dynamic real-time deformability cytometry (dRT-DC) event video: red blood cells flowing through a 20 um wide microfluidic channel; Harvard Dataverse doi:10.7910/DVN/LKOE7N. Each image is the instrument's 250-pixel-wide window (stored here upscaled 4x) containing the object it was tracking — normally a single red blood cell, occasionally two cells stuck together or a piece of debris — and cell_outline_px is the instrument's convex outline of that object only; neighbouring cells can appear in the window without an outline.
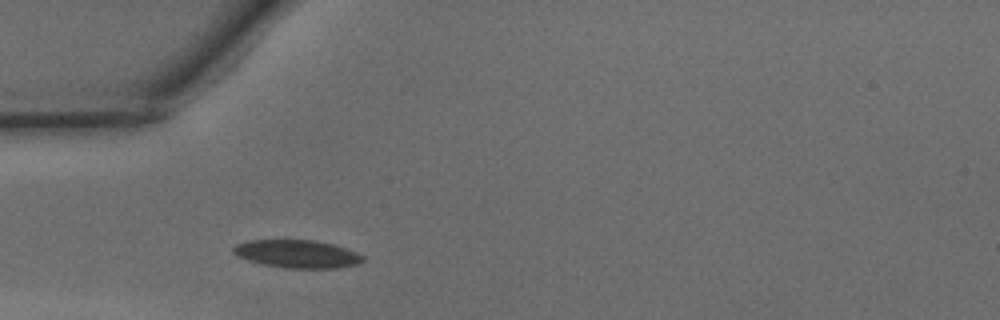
{"species": "common noctule bat (a hibernating species)", "species_latin": "Nyctalus noctula", "temperature_condition": "warm", "stored_images_in_passage": 24, "camera_frame_rate_fps": 3000, "um_per_image_px": 0.085, "animal": {"sex": "male", "body_mass_g": 15.6}, "frame": {"image": 1, "passage_image": 1, "time_ms": 0.0, "image_size_px": [1000, 320], "cell_outline_px": [[364, 260], [356, 264], [336, 268], [284, 268], [264, 264], [248, 260], [236, 256], [232, 252], [232, 248], [236, 244], [248, 240], [312, 240], [332, 244], [356, 252], [364, 256]], "centroid_in_image_um": [25.22, 21.58], "position_along_channel_um": 59.8, "area_um2": 20.98}}
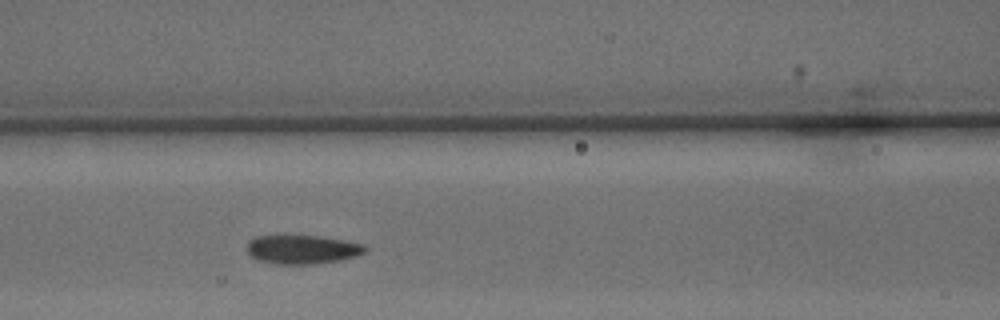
{"frame": {"image": 2, "passage_image": 7, "time_ms": 2.0, "image_size_px": [1000, 320], "cell_outline_px": [[368, 252], [356, 256], [340, 260], [312, 264], [276, 264], [256, 260], [248, 252], [248, 244], [256, 236], [320, 236], [344, 240], [364, 244], [368, 248]], "centroid_in_image_um": [25.75, 21.21], "position_along_channel_um": 140.8, "area_um2": 19.83}}
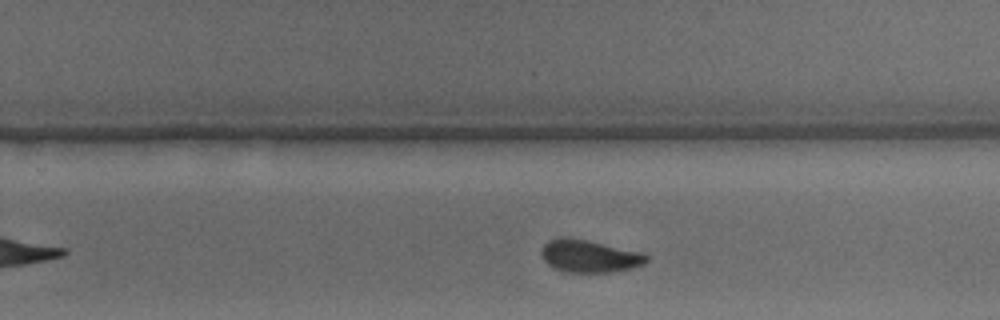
{"frame": {"image": 3, "passage_image": 17, "time_ms": 5.333, "image_size_px": [1000, 320], "cell_outline_px": [[648, 260], [644, 264], [632, 268], [612, 272], [568, 272], [556, 268], [548, 264], [544, 260], [540, 252], [540, 248], [548, 240], [560, 236], [564, 236], [588, 240], [644, 252], [648, 256]], "centroid_in_image_um": [50.1, 21.75], "position_along_channel_um": 279.7, "area_um2": 20.17}, "authors_computed_cell_mechanics": {"area_um2": 20.7213, "velocity_mm_per_s": 4.1819, "shape_relaxation_time_tau1_ms": 3.4893, "shape_relaxation_time_tau2_ms": 0.7833, "deformation_change_tau1": 0.1296, "deformation_change_tau2": 0.0481}}